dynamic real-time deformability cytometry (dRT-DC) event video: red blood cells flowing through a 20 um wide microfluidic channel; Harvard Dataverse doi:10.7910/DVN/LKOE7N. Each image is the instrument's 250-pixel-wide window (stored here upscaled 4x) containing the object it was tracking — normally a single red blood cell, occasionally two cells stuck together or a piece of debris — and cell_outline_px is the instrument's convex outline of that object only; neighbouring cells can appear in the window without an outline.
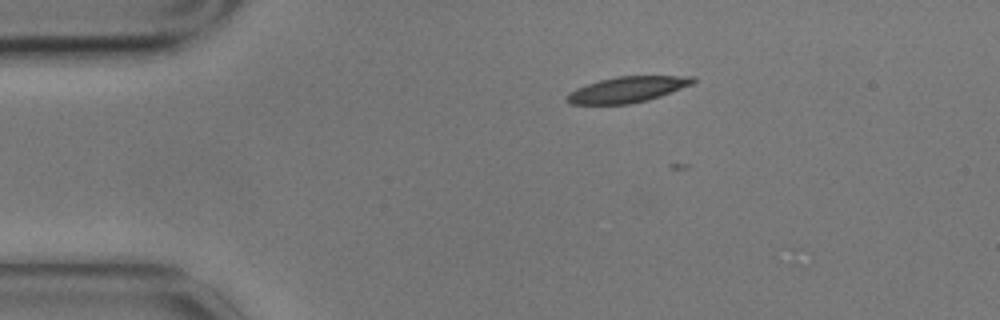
{"species": "common noctule bat (a hibernating species)", "species_latin": "Nyctalus noctula", "temperature_condition": "cold", "stored_images_in_passage": 5, "camera_frame_rate_fps": 3000, "um_per_image_px": 0.085, "animal": {"sex": "male", "body_mass_g": 17.9}, "frame": {"image": 1, "passage_image": 3, "time_ms": 0.667, "image_size_px": [1000, 320], "cell_outline_px": [[696, 80], [692, 84], [660, 96], [648, 100], [628, 104], [572, 104], [564, 100], [576, 88], [600, 80], [616, 76], [696, 76]], "centroid_in_image_um": [53.35, 7.6], "position_along_channel_um": 31.7, "area_um2": 18.73}}